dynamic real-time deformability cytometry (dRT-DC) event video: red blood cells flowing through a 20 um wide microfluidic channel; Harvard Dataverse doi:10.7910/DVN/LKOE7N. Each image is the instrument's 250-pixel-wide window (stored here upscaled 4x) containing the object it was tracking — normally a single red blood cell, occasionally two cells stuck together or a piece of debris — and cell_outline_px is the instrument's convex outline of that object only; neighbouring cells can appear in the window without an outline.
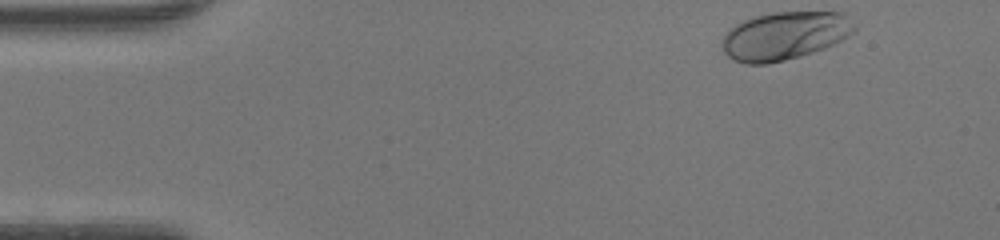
{"species": "human", "species_latin": "Homo sapiens", "temperature_condition": "warm", "stored_images_in_passage": 39, "camera_frame_rate_fps": 3000, "um_per_image_px": 0.085, "donor": {"sex": "female"}, "frame": {"image": 1, "passage_image": 1, "time_ms": 0.0, "image_size_px": [1000, 240], "cell_outline_px": [[856, 28], [848, 36], [824, 48], [800, 56], [768, 64], [744, 64], [728, 56], [724, 52], [720, 40], [728, 28], [752, 16], [768, 12], [848, 12]], "centroid_in_image_um": [66.67, 3.02], "position_along_channel_um": 18.3, "area_um2": 37.45}}
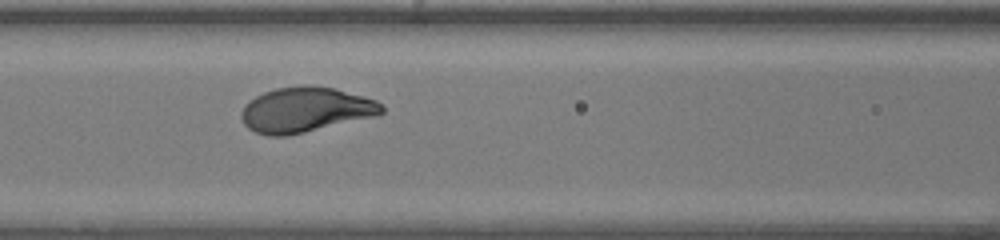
{"frame": {"image": 2, "passage_image": 17, "time_ms": 5.333, "image_size_px": [1000, 240], "cell_outline_px": [[384, 112], [380, 116], [288, 136], [268, 136], [256, 132], [248, 128], [244, 124], [240, 116], [244, 104], [256, 96], [264, 92], [276, 88], [332, 88], [376, 100], [384, 108]], "centroid_in_image_um": [25.98, 9.39], "position_along_channel_um": 140.6, "area_um2": 36.36}}
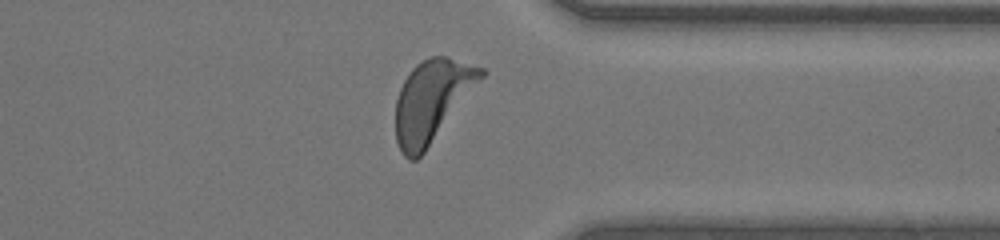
{"frame": {"image": 3, "passage_image": 34, "time_ms": 11.0, "image_size_px": [1000, 240], "cell_outline_px": [[488, 72], [424, 152], [416, 160], [408, 160], [400, 152], [396, 140], [396, 100], [400, 88], [404, 80], [412, 68], [416, 64], [432, 56], [444, 56], [484, 68]], "centroid_in_image_um": [36.71, 8.57], "position_along_channel_um": 374.7, "area_um2": 40.23}, "authors_computed_cell_mechanics": {"area_um2": 36.5874, "velocity_mm_per_s": 4.2094, "shape_relaxation_time_tau1_ms": 1.6474, "shape_relaxation_time_tau2_ms": null, "deformation_change_tau1": 0.1671, "deformation_change_tau2": null}}